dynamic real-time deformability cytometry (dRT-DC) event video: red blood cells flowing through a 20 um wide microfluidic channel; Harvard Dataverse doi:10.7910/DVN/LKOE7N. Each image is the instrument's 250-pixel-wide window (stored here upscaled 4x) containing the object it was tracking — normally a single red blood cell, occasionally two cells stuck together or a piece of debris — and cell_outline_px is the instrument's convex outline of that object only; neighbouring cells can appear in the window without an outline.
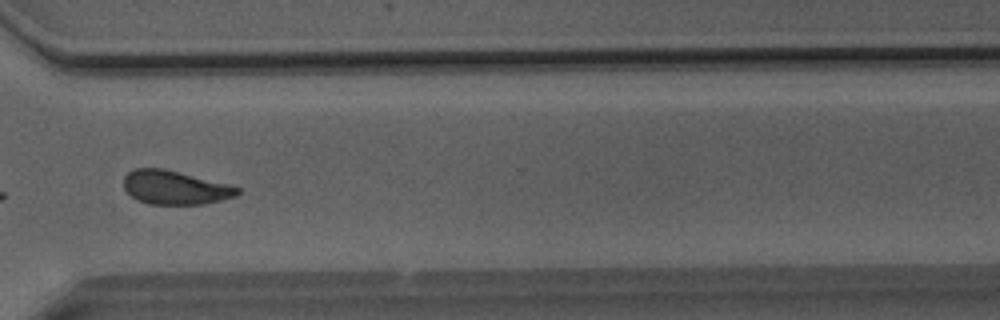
{"species": "Egyptian fruit bat (a non-hibernating species)", "species_latin": "Rousettus aegyptiacus", "temperature_condition": "room temperature", "stored_images_in_passage": 50, "camera_frame_rate_fps": 3000, "um_per_image_px": 0.085, "animal": {"sex": "male"}, "frame": {"image": 1, "passage_image": 36, "time_ms": 11.667, "image_size_px": [1000, 320], "cell_outline_px": [[240, 192], [236, 196], [204, 204], [148, 204], [136, 200], [124, 188], [124, 176], [128, 172], [136, 168], [164, 168], [228, 184], [240, 188]], "centroid_in_image_um": [14.86, 15.94], "position_along_channel_um": 355.7, "area_um2": 22.37}, "authors_computed_cell_mechanics": {"area_um2": 23.4379, "velocity_mm_per_s": 4.0351, "shape_relaxation_time_tau1_ms": 3.9923, "shape_relaxation_time_tau2_ms": 1.1596, "deformation_change_tau1": 0.1205, "deformation_change_tau2": 0.0715}}